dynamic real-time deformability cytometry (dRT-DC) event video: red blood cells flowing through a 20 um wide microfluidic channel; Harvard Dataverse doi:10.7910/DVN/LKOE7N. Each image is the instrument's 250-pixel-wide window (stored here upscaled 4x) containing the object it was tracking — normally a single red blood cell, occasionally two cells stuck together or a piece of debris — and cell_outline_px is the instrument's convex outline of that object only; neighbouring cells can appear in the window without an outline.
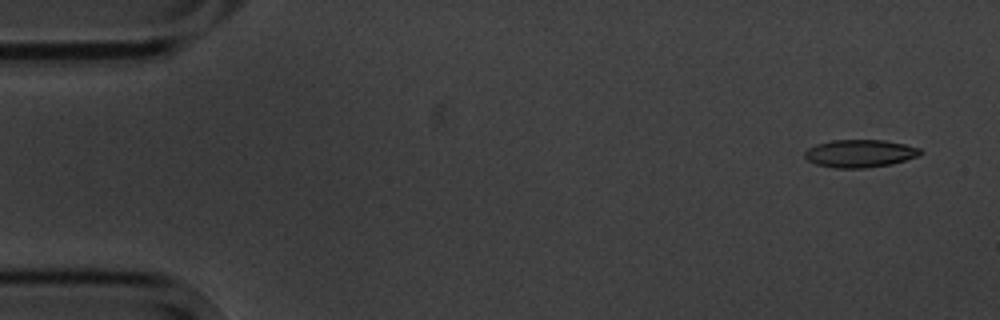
{"species": "common noctule bat (a hibernating species)", "species_latin": "Nyctalus noctula", "temperature_condition": "cold", "stored_images_in_passage": 7, "camera_frame_rate_fps": 3000, "um_per_image_px": 0.085, "animal": {"sex": "male", "body_mass_g": 20.1, "forearm_length_mm": 53.5}, "frame": {"image": 1, "passage_image": 1, "time_ms": 0.0, "image_size_px": [1000, 320], "cell_outline_px": [[924, 152], [920, 156], [892, 164], [864, 168], [836, 168], [816, 164], [808, 160], [804, 156], [804, 152], [808, 148], [816, 144], [832, 140], [884, 140], [904, 144], [920, 148]], "centroid_in_image_um": [73.12, 13.04], "position_along_channel_um": 11.9, "area_um2": 18.79}}
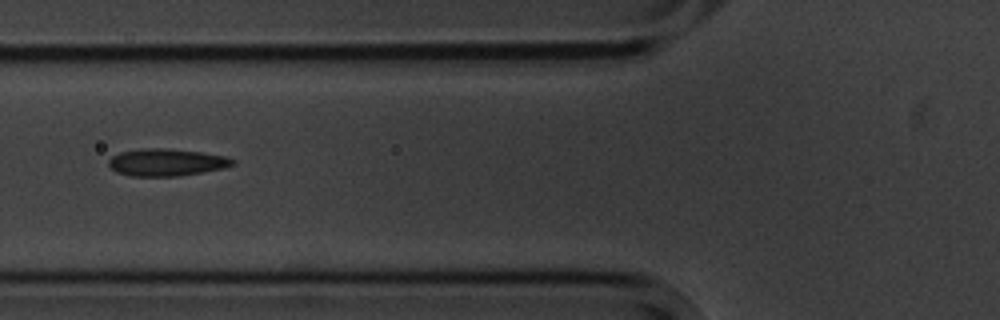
{"frame": {"image": 2, "passage_image": 6, "time_ms": 6.0, "image_size_px": [1000, 320], "cell_outline_px": [[236, 164], [224, 168], [176, 176], [132, 176], [116, 172], [108, 164], [108, 160], [112, 156], [120, 152], [144, 148], [168, 148], [200, 152], [224, 156], [236, 160]], "centroid_in_image_um": [14.14, 13.79], "position_along_channel_um": 111.7, "area_um2": 19.59}}
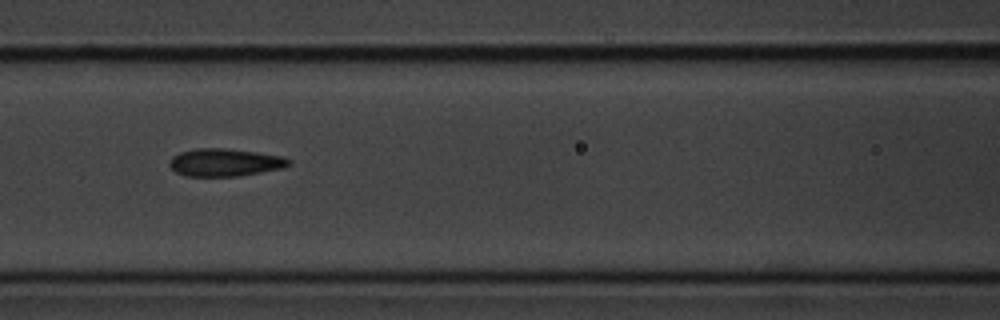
{"frame": {"image": 3, "passage_image": 7, "time_ms": 7.0, "image_size_px": [1000, 320], "cell_outline_px": [[292, 164], [284, 168], [236, 176], [184, 176], [176, 172], [168, 164], [168, 160], [172, 156], [180, 152], [196, 148], [228, 148], [284, 156], [292, 160]], "centroid_in_image_um": [19.12, 13.8], "position_along_channel_um": 147.5, "area_um2": 19.48}}